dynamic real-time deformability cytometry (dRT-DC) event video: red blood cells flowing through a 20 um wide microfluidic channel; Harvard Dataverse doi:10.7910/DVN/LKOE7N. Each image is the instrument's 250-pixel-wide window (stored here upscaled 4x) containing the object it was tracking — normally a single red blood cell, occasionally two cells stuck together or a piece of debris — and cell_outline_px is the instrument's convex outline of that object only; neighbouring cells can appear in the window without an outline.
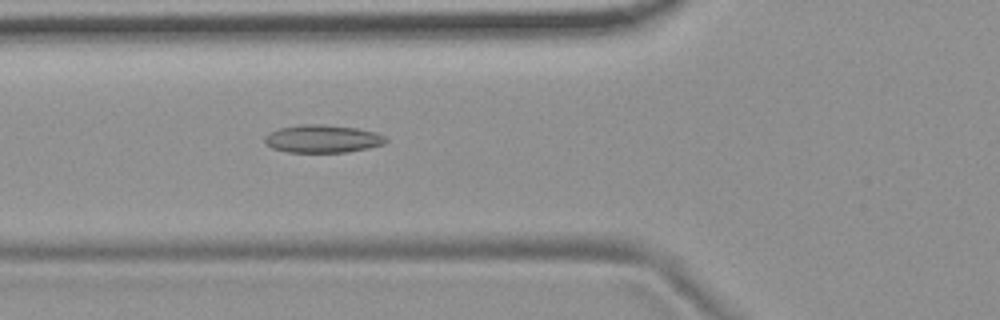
{"species": "common noctule bat (a hibernating species)", "species_latin": "Nyctalus noctula", "temperature_condition": "room temperature", "stored_images_in_passage": 6, "camera_frame_rate_fps": 3000, "um_per_image_px": 0.085, "animal": {"sex": "female", "body_mass_g": 19.9}, "frame": {"image": 1, "passage_image": 6, "time_ms": 1.667, "image_size_px": [1000, 320], "cell_outline_px": [[388, 140], [384, 144], [368, 148], [348, 152], [288, 152], [272, 148], [264, 144], [264, 136], [280, 128], [300, 124], [324, 124], [356, 128], [376, 132], [384, 136]], "centroid_in_image_um": [27.41, 11.8], "position_along_channel_um": 98.4, "area_um2": 19.71}}